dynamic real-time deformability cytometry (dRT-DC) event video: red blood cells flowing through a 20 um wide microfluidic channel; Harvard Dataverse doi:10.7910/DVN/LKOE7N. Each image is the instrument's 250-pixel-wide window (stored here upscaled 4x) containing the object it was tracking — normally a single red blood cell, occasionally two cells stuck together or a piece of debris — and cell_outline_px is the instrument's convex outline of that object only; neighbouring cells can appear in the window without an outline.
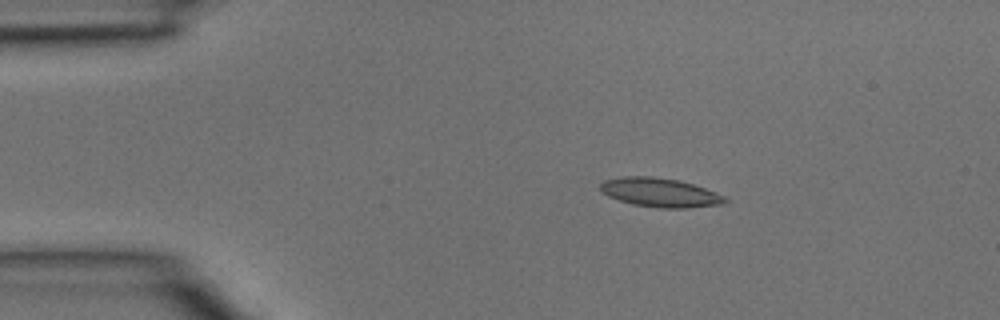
{"species": "common noctule bat (a hibernating species)", "species_latin": "Nyctalus noctula", "temperature_condition": "room temperature", "stored_images_in_passage": 34, "camera_frame_rate_fps": 3000, "um_per_image_px": 0.085, "animal": {"sex": "male", "body_mass_g": 15.6}, "frame": {"image": 1, "passage_image": 1, "time_ms": 0.0, "image_size_px": [1000, 320], "cell_outline_px": [[728, 200], [724, 204], [688, 208], [660, 208], [632, 204], [608, 196], [600, 192], [600, 184], [604, 180], [620, 176], [652, 176], [680, 180], [716, 192], [724, 196]], "centroid_in_image_um": [56.08, 16.36], "position_along_channel_um": 28.9, "area_um2": 21.21}}
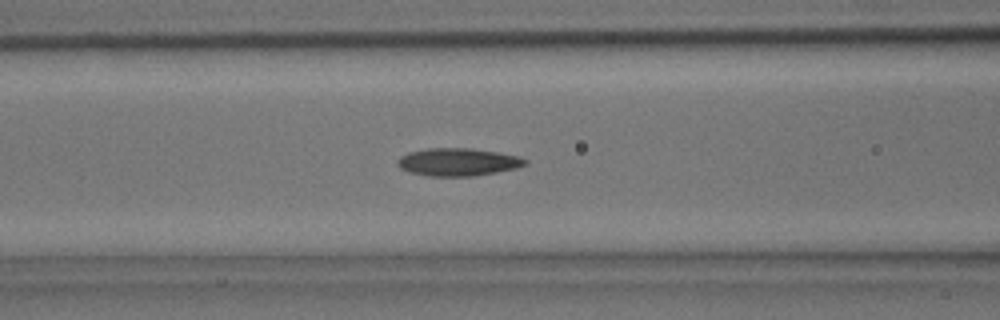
{"frame": {"image": 2, "passage_image": 10, "time_ms": 3.0, "image_size_px": [1000, 320], "cell_outline_px": [[528, 164], [516, 168], [496, 172], [472, 176], [428, 176], [408, 172], [400, 168], [396, 164], [396, 160], [400, 156], [408, 152], [428, 148], [468, 148], [496, 152], [520, 156], [528, 160]], "centroid_in_image_um": [38.9, 13.77], "position_along_channel_um": 127.7, "area_um2": 20.75}}
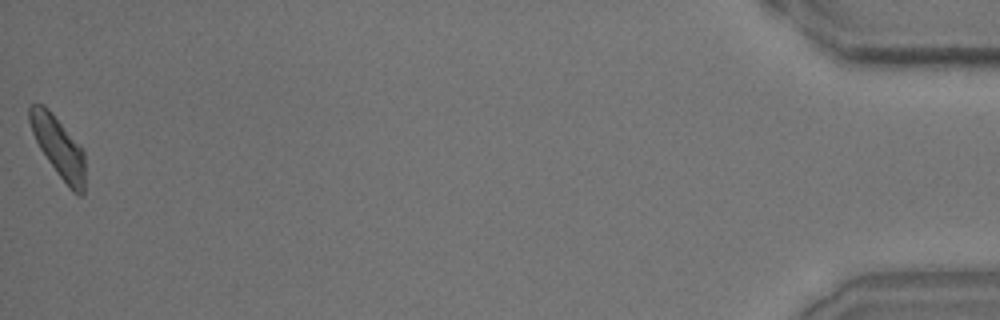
{"frame": {"image": 3, "passage_image": 34, "time_ms": 11.0, "image_size_px": [1000, 320], "cell_outline_px": [[84, 192], [80, 196], [72, 192], [68, 188], [56, 172], [40, 148], [32, 132], [28, 120], [28, 108], [32, 104], [44, 104], [48, 108], [84, 152]], "centroid_in_image_um": [4.95, 12.51], "position_along_channel_um": 430.3, "area_um2": 19.19}}